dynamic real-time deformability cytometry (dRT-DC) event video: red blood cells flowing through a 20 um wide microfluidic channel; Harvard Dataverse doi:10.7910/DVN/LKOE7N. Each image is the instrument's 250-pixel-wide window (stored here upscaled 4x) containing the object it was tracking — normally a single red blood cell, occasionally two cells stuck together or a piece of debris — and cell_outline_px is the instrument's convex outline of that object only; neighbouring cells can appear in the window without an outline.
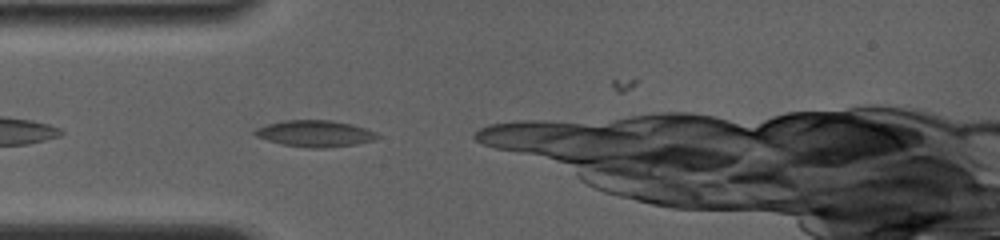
{"species": "common noctule bat (a hibernating species)", "species_latin": "Nyctalus noctula", "temperature_condition": "room temperature", "stored_images_in_passage": 7, "camera_frame_rate_fps": 4000, "um_per_image_px": 0.085, "animal": {"sex": "female", "body_mass_g": 19.0, "forearm_length_mm": 56.7}, "frame": {"image": 1, "passage_image": 2, "time_ms": 0.5, "image_size_px": [1000, 240], "cell_outline_px": [[380, 136], [376, 140], [356, 144], [324, 148], [308, 148], [280, 144], [256, 136], [252, 132], [256, 128], [268, 124], [284, 120], [332, 120], [352, 124], [376, 132]], "centroid_in_image_um": [26.78, 11.35], "position_along_channel_um": 58.2, "area_um2": 18.96}}
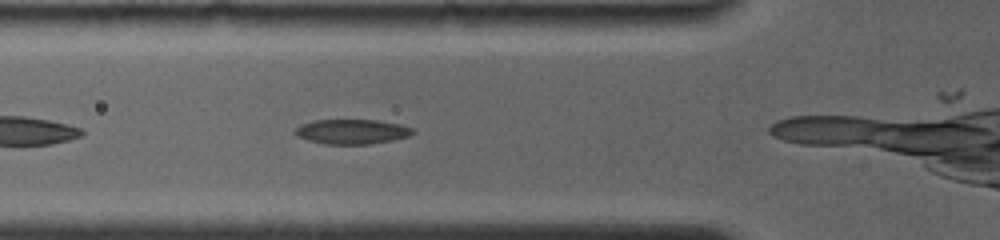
{"frame": {"image": 2, "passage_image": 4, "time_ms": 1.5, "image_size_px": [1000, 240], "cell_outline_px": [[416, 132], [408, 136], [392, 140], [368, 144], [324, 144], [308, 140], [296, 136], [292, 132], [300, 124], [312, 120], [376, 120], [400, 124], [412, 128]], "centroid_in_image_um": [29.87, 11.18], "position_along_channel_um": 95.9, "area_um2": 17.05}}